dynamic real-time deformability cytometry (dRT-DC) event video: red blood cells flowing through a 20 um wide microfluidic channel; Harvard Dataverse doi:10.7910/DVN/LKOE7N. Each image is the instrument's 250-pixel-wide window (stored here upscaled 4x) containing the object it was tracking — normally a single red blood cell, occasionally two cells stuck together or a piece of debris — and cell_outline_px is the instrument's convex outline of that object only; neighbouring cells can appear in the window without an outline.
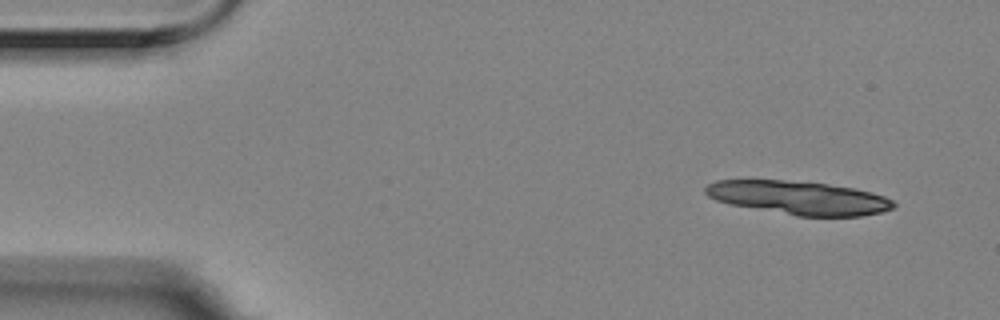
{"species": "Egyptian fruit bat (a non-hibernating species)", "species_latin": "Rousettus aegyptiacus", "temperature_condition": "room temperature", "stored_images_in_passage": 4, "camera_frame_rate_fps": 3000, "um_per_image_px": 0.085, "animal": {"sex": "female"}, "frame": {"image": 1, "passage_image": 1, "time_ms": 0.0, "image_size_px": [1000, 320], "cell_outline_px": [[896, 204], [892, 208], [880, 212], [860, 216], [796, 216], [728, 204], [716, 200], [708, 196], [704, 192], [704, 188], [708, 184], [716, 180], [784, 180], [824, 184], [852, 188], [872, 192], [884, 196], [892, 200]], "centroid_in_image_um": [67.85, 16.81], "position_along_channel_um": 17.2, "area_um2": 36.59}}